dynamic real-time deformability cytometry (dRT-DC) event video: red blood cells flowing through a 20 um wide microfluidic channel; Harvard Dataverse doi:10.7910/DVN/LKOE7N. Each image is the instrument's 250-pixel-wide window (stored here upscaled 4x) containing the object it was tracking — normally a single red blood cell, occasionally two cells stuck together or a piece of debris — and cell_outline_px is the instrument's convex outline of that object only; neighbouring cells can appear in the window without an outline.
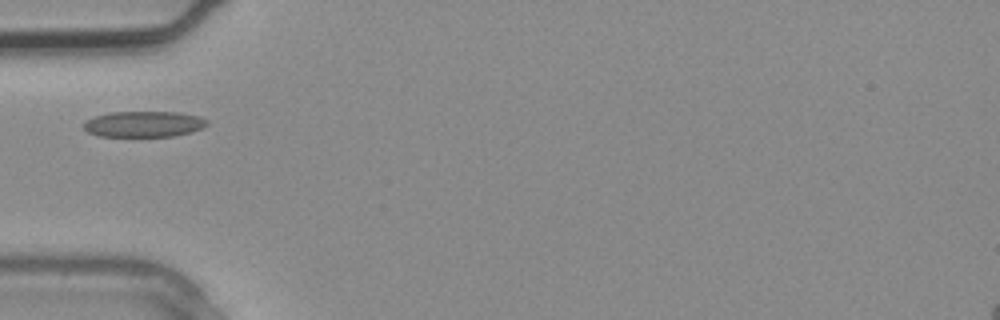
{"species": "common noctule bat (a hibernating species)", "species_latin": "Nyctalus noctula", "temperature_condition": "warm", "stored_images_in_passage": 2, "camera_frame_rate_fps": 3000, "um_per_image_px": 0.085, "animal": {"sex": "male", "body_mass_g": 20.4}, "frame": {"image": 1, "passage_image": 2, "time_ms": 0.333, "image_size_px": [1000, 320], "cell_outline_px": [[208, 124], [204, 128], [192, 132], [172, 136], [96, 136], [88, 132], [84, 128], [84, 124], [92, 116], [112, 112], [180, 112], [200, 116], [208, 120]], "centroid_in_image_um": [12.26, 10.54], "position_along_channel_um": 72.7, "area_um2": 18.73}}